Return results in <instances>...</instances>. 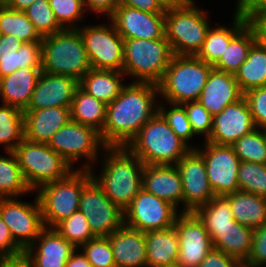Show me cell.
Wrapping results in <instances>:
<instances>
[{"label": "cell", "mask_w": 266, "mask_h": 267, "mask_svg": "<svg viewBox=\"0 0 266 267\" xmlns=\"http://www.w3.org/2000/svg\"><path fill=\"white\" fill-rule=\"evenodd\" d=\"M157 97V84H125L119 96L107 105L106 120L100 133L103 144L106 147H126L143 125L158 112Z\"/></svg>", "instance_id": "cell-1"}, {"label": "cell", "mask_w": 266, "mask_h": 267, "mask_svg": "<svg viewBox=\"0 0 266 267\" xmlns=\"http://www.w3.org/2000/svg\"><path fill=\"white\" fill-rule=\"evenodd\" d=\"M102 171L92 178L111 201L123 211L141 191L144 163L127 147H105Z\"/></svg>", "instance_id": "cell-2"}, {"label": "cell", "mask_w": 266, "mask_h": 267, "mask_svg": "<svg viewBox=\"0 0 266 267\" xmlns=\"http://www.w3.org/2000/svg\"><path fill=\"white\" fill-rule=\"evenodd\" d=\"M126 147L145 165H176L196 148L180 139L159 112L143 125Z\"/></svg>", "instance_id": "cell-3"}, {"label": "cell", "mask_w": 266, "mask_h": 267, "mask_svg": "<svg viewBox=\"0 0 266 267\" xmlns=\"http://www.w3.org/2000/svg\"><path fill=\"white\" fill-rule=\"evenodd\" d=\"M91 68L78 29H63L42 37V71L79 81Z\"/></svg>", "instance_id": "cell-4"}, {"label": "cell", "mask_w": 266, "mask_h": 267, "mask_svg": "<svg viewBox=\"0 0 266 267\" xmlns=\"http://www.w3.org/2000/svg\"><path fill=\"white\" fill-rule=\"evenodd\" d=\"M212 69L196 55H173L158 84L160 99L171 104L198 101Z\"/></svg>", "instance_id": "cell-5"}, {"label": "cell", "mask_w": 266, "mask_h": 267, "mask_svg": "<svg viewBox=\"0 0 266 267\" xmlns=\"http://www.w3.org/2000/svg\"><path fill=\"white\" fill-rule=\"evenodd\" d=\"M90 169H74L65 178L47 183L35 192L44 226L54 228L79 209L83 187L92 179Z\"/></svg>", "instance_id": "cell-6"}, {"label": "cell", "mask_w": 266, "mask_h": 267, "mask_svg": "<svg viewBox=\"0 0 266 267\" xmlns=\"http://www.w3.org/2000/svg\"><path fill=\"white\" fill-rule=\"evenodd\" d=\"M205 12L196 7L195 0L166 9L165 37L174 55H196L199 52L211 26Z\"/></svg>", "instance_id": "cell-7"}, {"label": "cell", "mask_w": 266, "mask_h": 267, "mask_svg": "<svg viewBox=\"0 0 266 267\" xmlns=\"http://www.w3.org/2000/svg\"><path fill=\"white\" fill-rule=\"evenodd\" d=\"M166 37L161 39H124L123 73L133 82L159 84L173 57Z\"/></svg>", "instance_id": "cell-8"}, {"label": "cell", "mask_w": 266, "mask_h": 267, "mask_svg": "<svg viewBox=\"0 0 266 267\" xmlns=\"http://www.w3.org/2000/svg\"><path fill=\"white\" fill-rule=\"evenodd\" d=\"M14 153L23 177L32 192L44 184L65 178L74 170L46 143H35L24 138Z\"/></svg>", "instance_id": "cell-9"}, {"label": "cell", "mask_w": 266, "mask_h": 267, "mask_svg": "<svg viewBox=\"0 0 266 267\" xmlns=\"http://www.w3.org/2000/svg\"><path fill=\"white\" fill-rule=\"evenodd\" d=\"M48 146L61 155L72 168L75 162L81 161V158L87 159L79 169H93L92 164L97 161L100 153L98 150L106 147L100 133L94 128L72 120L52 136Z\"/></svg>", "instance_id": "cell-10"}, {"label": "cell", "mask_w": 266, "mask_h": 267, "mask_svg": "<svg viewBox=\"0 0 266 267\" xmlns=\"http://www.w3.org/2000/svg\"><path fill=\"white\" fill-rule=\"evenodd\" d=\"M109 22L107 25H83L78 30L92 68L123 71L124 39Z\"/></svg>", "instance_id": "cell-11"}, {"label": "cell", "mask_w": 266, "mask_h": 267, "mask_svg": "<svg viewBox=\"0 0 266 267\" xmlns=\"http://www.w3.org/2000/svg\"><path fill=\"white\" fill-rule=\"evenodd\" d=\"M96 237H108L125 224L124 211L92 178L82 189L79 209Z\"/></svg>", "instance_id": "cell-12"}, {"label": "cell", "mask_w": 266, "mask_h": 267, "mask_svg": "<svg viewBox=\"0 0 266 267\" xmlns=\"http://www.w3.org/2000/svg\"><path fill=\"white\" fill-rule=\"evenodd\" d=\"M143 188L124 211L125 225L143 233L173 227L180 212Z\"/></svg>", "instance_id": "cell-13"}, {"label": "cell", "mask_w": 266, "mask_h": 267, "mask_svg": "<svg viewBox=\"0 0 266 267\" xmlns=\"http://www.w3.org/2000/svg\"><path fill=\"white\" fill-rule=\"evenodd\" d=\"M34 202L17 198H0V216L8 226L14 241L25 251L45 228L37 196Z\"/></svg>", "instance_id": "cell-14"}, {"label": "cell", "mask_w": 266, "mask_h": 267, "mask_svg": "<svg viewBox=\"0 0 266 267\" xmlns=\"http://www.w3.org/2000/svg\"><path fill=\"white\" fill-rule=\"evenodd\" d=\"M204 149L195 148L203 157L209 185L216 196L239 191L238 169L240 160L232 146L204 141Z\"/></svg>", "instance_id": "cell-15"}, {"label": "cell", "mask_w": 266, "mask_h": 267, "mask_svg": "<svg viewBox=\"0 0 266 267\" xmlns=\"http://www.w3.org/2000/svg\"><path fill=\"white\" fill-rule=\"evenodd\" d=\"M174 227L179 239L177 264L180 267H198L214 248L203 222L194 212H180Z\"/></svg>", "instance_id": "cell-16"}, {"label": "cell", "mask_w": 266, "mask_h": 267, "mask_svg": "<svg viewBox=\"0 0 266 267\" xmlns=\"http://www.w3.org/2000/svg\"><path fill=\"white\" fill-rule=\"evenodd\" d=\"M183 186V209L181 212H194L207 204L214 196L207 177L202 155L191 149L176 164Z\"/></svg>", "instance_id": "cell-17"}, {"label": "cell", "mask_w": 266, "mask_h": 267, "mask_svg": "<svg viewBox=\"0 0 266 267\" xmlns=\"http://www.w3.org/2000/svg\"><path fill=\"white\" fill-rule=\"evenodd\" d=\"M123 39H161L165 37V13H149L118 5L108 17Z\"/></svg>", "instance_id": "cell-18"}, {"label": "cell", "mask_w": 266, "mask_h": 267, "mask_svg": "<svg viewBox=\"0 0 266 267\" xmlns=\"http://www.w3.org/2000/svg\"><path fill=\"white\" fill-rule=\"evenodd\" d=\"M255 128L251 110L243 97L213 116L212 131L207 141L217 145L231 146Z\"/></svg>", "instance_id": "cell-19"}, {"label": "cell", "mask_w": 266, "mask_h": 267, "mask_svg": "<svg viewBox=\"0 0 266 267\" xmlns=\"http://www.w3.org/2000/svg\"><path fill=\"white\" fill-rule=\"evenodd\" d=\"M78 81L70 76L55 75L42 71L35 90L25 110L50 107H71Z\"/></svg>", "instance_id": "cell-20"}, {"label": "cell", "mask_w": 266, "mask_h": 267, "mask_svg": "<svg viewBox=\"0 0 266 267\" xmlns=\"http://www.w3.org/2000/svg\"><path fill=\"white\" fill-rule=\"evenodd\" d=\"M76 249L54 228L45 227L24 252L30 258L32 267H65Z\"/></svg>", "instance_id": "cell-21"}, {"label": "cell", "mask_w": 266, "mask_h": 267, "mask_svg": "<svg viewBox=\"0 0 266 267\" xmlns=\"http://www.w3.org/2000/svg\"><path fill=\"white\" fill-rule=\"evenodd\" d=\"M142 186L148 193L168 201L176 208L180 203L183 205L182 180L176 165H144Z\"/></svg>", "instance_id": "cell-22"}, {"label": "cell", "mask_w": 266, "mask_h": 267, "mask_svg": "<svg viewBox=\"0 0 266 267\" xmlns=\"http://www.w3.org/2000/svg\"><path fill=\"white\" fill-rule=\"evenodd\" d=\"M22 67H42V41L22 42L15 35H1L0 78Z\"/></svg>", "instance_id": "cell-23"}, {"label": "cell", "mask_w": 266, "mask_h": 267, "mask_svg": "<svg viewBox=\"0 0 266 267\" xmlns=\"http://www.w3.org/2000/svg\"><path fill=\"white\" fill-rule=\"evenodd\" d=\"M244 97L235 76L212 69L199 97L200 104L212 115Z\"/></svg>", "instance_id": "cell-24"}, {"label": "cell", "mask_w": 266, "mask_h": 267, "mask_svg": "<svg viewBox=\"0 0 266 267\" xmlns=\"http://www.w3.org/2000/svg\"><path fill=\"white\" fill-rule=\"evenodd\" d=\"M24 138L35 143H46L71 120L70 107H50L24 110Z\"/></svg>", "instance_id": "cell-25"}, {"label": "cell", "mask_w": 266, "mask_h": 267, "mask_svg": "<svg viewBox=\"0 0 266 267\" xmlns=\"http://www.w3.org/2000/svg\"><path fill=\"white\" fill-rule=\"evenodd\" d=\"M107 238L116 267H147L145 233L124 224Z\"/></svg>", "instance_id": "cell-26"}, {"label": "cell", "mask_w": 266, "mask_h": 267, "mask_svg": "<svg viewBox=\"0 0 266 267\" xmlns=\"http://www.w3.org/2000/svg\"><path fill=\"white\" fill-rule=\"evenodd\" d=\"M42 67H22L0 78L1 103L24 111L31 100Z\"/></svg>", "instance_id": "cell-27"}, {"label": "cell", "mask_w": 266, "mask_h": 267, "mask_svg": "<svg viewBox=\"0 0 266 267\" xmlns=\"http://www.w3.org/2000/svg\"><path fill=\"white\" fill-rule=\"evenodd\" d=\"M147 267L178 262L179 239L175 227L145 233Z\"/></svg>", "instance_id": "cell-28"}, {"label": "cell", "mask_w": 266, "mask_h": 267, "mask_svg": "<svg viewBox=\"0 0 266 267\" xmlns=\"http://www.w3.org/2000/svg\"><path fill=\"white\" fill-rule=\"evenodd\" d=\"M123 71L91 68L79 81L78 86L105 104L119 96L125 78ZM124 76V77H123Z\"/></svg>", "instance_id": "cell-29"}, {"label": "cell", "mask_w": 266, "mask_h": 267, "mask_svg": "<svg viewBox=\"0 0 266 267\" xmlns=\"http://www.w3.org/2000/svg\"><path fill=\"white\" fill-rule=\"evenodd\" d=\"M230 202L233 218L252 229L266 224V198L249 192L237 191L225 196Z\"/></svg>", "instance_id": "cell-30"}, {"label": "cell", "mask_w": 266, "mask_h": 267, "mask_svg": "<svg viewBox=\"0 0 266 267\" xmlns=\"http://www.w3.org/2000/svg\"><path fill=\"white\" fill-rule=\"evenodd\" d=\"M231 27L220 25L209 28L204 43L196 54L202 61L214 66L221 58L230 41L248 24L246 19L233 15Z\"/></svg>", "instance_id": "cell-31"}, {"label": "cell", "mask_w": 266, "mask_h": 267, "mask_svg": "<svg viewBox=\"0 0 266 267\" xmlns=\"http://www.w3.org/2000/svg\"><path fill=\"white\" fill-rule=\"evenodd\" d=\"M254 229L235 222L227 231H215L213 247L244 263L252 250Z\"/></svg>", "instance_id": "cell-32"}, {"label": "cell", "mask_w": 266, "mask_h": 267, "mask_svg": "<svg viewBox=\"0 0 266 267\" xmlns=\"http://www.w3.org/2000/svg\"><path fill=\"white\" fill-rule=\"evenodd\" d=\"M106 109L107 104L89 95L78 86L70 107L71 120L101 133L106 120Z\"/></svg>", "instance_id": "cell-33"}, {"label": "cell", "mask_w": 266, "mask_h": 267, "mask_svg": "<svg viewBox=\"0 0 266 267\" xmlns=\"http://www.w3.org/2000/svg\"><path fill=\"white\" fill-rule=\"evenodd\" d=\"M243 93L266 86V49L254 42L248 51L246 61L234 74Z\"/></svg>", "instance_id": "cell-34"}, {"label": "cell", "mask_w": 266, "mask_h": 267, "mask_svg": "<svg viewBox=\"0 0 266 267\" xmlns=\"http://www.w3.org/2000/svg\"><path fill=\"white\" fill-rule=\"evenodd\" d=\"M256 41L253 29L247 24L229 43L214 69L235 74L246 61L248 51Z\"/></svg>", "instance_id": "cell-35"}, {"label": "cell", "mask_w": 266, "mask_h": 267, "mask_svg": "<svg viewBox=\"0 0 266 267\" xmlns=\"http://www.w3.org/2000/svg\"><path fill=\"white\" fill-rule=\"evenodd\" d=\"M194 213L203 222L210 237L215 231L229 230L236 222L233 218L230 202L225 196L215 195L207 204L196 209Z\"/></svg>", "instance_id": "cell-36"}, {"label": "cell", "mask_w": 266, "mask_h": 267, "mask_svg": "<svg viewBox=\"0 0 266 267\" xmlns=\"http://www.w3.org/2000/svg\"><path fill=\"white\" fill-rule=\"evenodd\" d=\"M5 153L7 157L0 156V198H16L31 193L14 151Z\"/></svg>", "instance_id": "cell-37"}, {"label": "cell", "mask_w": 266, "mask_h": 267, "mask_svg": "<svg viewBox=\"0 0 266 267\" xmlns=\"http://www.w3.org/2000/svg\"><path fill=\"white\" fill-rule=\"evenodd\" d=\"M24 139V112L11 105H0V145L14 151Z\"/></svg>", "instance_id": "cell-38"}, {"label": "cell", "mask_w": 266, "mask_h": 267, "mask_svg": "<svg viewBox=\"0 0 266 267\" xmlns=\"http://www.w3.org/2000/svg\"><path fill=\"white\" fill-rule=\"evenodd\" d=\"M0 33L15 35L22 42L42 41V37L25 13L13 10L7 5H0Z\"/></svg>", "instance_id": "cell-39"}, {"label": "cell", "mask_w": 266, "mask_h": 267, "mask_svg": "<svg viewBox=\"0 0 266 267\" xmlns=\"http://www.w3.org/2000/svg\"><path fill=\"white\" fill-rule=\"evenodd\" d=\"M240 161L266 164V139L260 128H255L231 145Z\"/></svg>", "instance_id": "cell-40"}, {"label": "cell", "mask_w": 266, "mask_h": 267, "mask_svg": "<svg viewBox=\"0 0 266 267\" xmlns=\"http://www.w3.org/2000/svg\"><path fill=\"white\" fill-rule=\"evenodd\" d=\"M54 229L76 248L96 238L87 222L86 216L79 210L59 222Z\"/></svg>", "instance_id": "cell-41"}, {"label": "cell", "mask_w": 266, "mask_h": 267, "mask_svg": "<svg viewBox=\"0 0 266 267\" xmlns=\"http://www.w3.org/2000/svg\"><path fill=\"white\" fill-rule=\"evenodd\" d=\"M237 179L240 191L266 198V164L241 161Z\"/></svg>", "instance_id": "cell-42"}, {"label": "cell", "mask_w": 266, "mask_h": 267, "mask_svg": "<svg viewBox=\"0 0 266 267\" xmlns=\"http://www.w3.org/2000/svg\"><path fill=\"white\" fill-rule=\"evenodd\" d=\"M41 37L60 32L63 28L55 19L48 0H35L23 11Z\"/></svg>", "instance_id": "cell-43"}, {"label": "cell", "mask_w": 266, "mask_h": 267, "mask_svg": "<svg viewBox=\"0 0 266 267\" xmlns=\"http://www.w3.org/2000/svg\"><path fill=\"white\" fill-rule=\"evenodd\" d=\"M55 19L63 29H79L86 12L82 0H48ZM79 22V23H78Z\"/></svg>", "instance_id": "cell-44"}, {"label": "cell", "mask_w": 266, "mask_h": 267, "mask_svg": "<svg viewBox=\"0 0 266 267\" xmlns=\"http://www.w3.org/2000/svg\"><path fill=\"white\" fill-rule=\"evenodd\" d=\"M167 105L169 109H167L168 106H165L164 103H159L158 112L167 121L173 132L189 145L188 141L195 135L188 120L186 110L181 104L167 103Z\"/></svg>", "instance_id": "cell-45"}, {"label": "cell", "mask_w": 266, "mask_h": 267, "mask_svg": "<svg viewBox=\"0 0 266 267\" xmlns=\"http://www.w3.org/2000/svg\"><path fill=\"white\" fill-rule=\"evenodd\" d=\"M78 249L82 250L92 267H116L112 246L107 237H96Z\"/></svg>", "instance_id": "cell-46"}, {"label": "cell", "mask_w": 266, "mask_h": 267, "mask_svg": "<svg viewBox=\"0 0 266 267\" xmlns=\"http://www.w3.org/2000/svg\"><path fill=\"white\" fill-rule=\"evenodd\" d=\"M186 110L188 120L195 135L205 136L207 141L211 135L213 116L200 104L199 101H188L181 104Z\"/></svg>", "instance_id": "cell-47"}, {"label": "cell", "mask_w": 266, "mask_h": 267, "mask_svg": "<svg viewBox=\"0 0 266 267\" xmlns=\"http://www.w3.org/2000/svg\"><path fill=\"white\" fill-rule=\"evenodd\" d=\"M244 98L251 110L256 128H266V86L251 89L244 93Z\"/></svg>", "instance_id": "cell-48"}, {"label": "cell", "mask_w": 266, "mask_h": 267, "mask_svg": "<svg viewBox=\"0 0 266 267\" xmlns=\"http://www.w3.org/2000/svg\"><path fill=\"white\" fill-rule=\"evenodd\" d=\"M244 264L252 267L266 265V224L254 229L252 250Z\"/></svg>", "instance_id": "cell-49"}, {"label": "cell", "mask_w": 266, "mask_h": 267, "mask_svg": "<svg viewBox=\"0 0 266 267\" xmlns=\"http://www.w3.org/2000/svg\"><path fill=\"white\" fill-rule=\"evenodd\" d=\"M241 264L240 260L213 248L198 267H239Z\"/></svg>", "instance_id": "cell-50"}, {"label": "cell", "mask_w": 266, "mask_h": 267, "mask_svg": "<svg viewBox=\"0 0 266 267\" xmlns=\"http://www.w3.org/2000/svg\"><path fill=\"white\" fill-rule=\"evenodd\" d=\"M24 250L14 241L11 232L0 216V257L15 256Z\"/></svg>", "instance_id": "cell-51"}, {"label": "cell", "mask_w": 266, "mask_h": 267, "mask_svg": "<svg viewBox=\"0 0 266 267\" xmlns=\"http://www.w3.org/2000/svg\"><path fill=\"white\" fill-rule=\"evenodd\" d=\"M247 23L255 33L256 42L266 49V10L253 14Z\"/></svg>", "instance_id": "cell-52"}, {"label": "cell", "mask_w": 266, "mask_h": 267, "mask_svg": "<svg viewBox=\"0 0 266 267\" xmlns=\"http://www.w3.org/2000/svg\"><path fill=\"white\" fill-rule=\"evenodd\" d=\"M235 15L249 19L253 14L266 10V0H237Z\"/></svg>", "instance_id": "cell-53"}, {"label": "cell", "mask_w": 266, "mask_h": 267, "mask_svg": "<svg viewBox=\"0 0 266 267\" xmlns=\"http://www.w3.org/2000/svg\"><path fill=\"white\" fill-rule=\"evenodd\" d=\"M119 5L149 13H165L166 8L158 0H119Z\"/></svg>", "instance_id": "cell-54"}, {"label": "cell", "mask_w": 266, "mask_h": 267, "mask_svg": "<svg viewBox=\"0 0 266 267\" xmlns=\"http://www.w3.org/2000/svg\"><path fill=\"white\" fill-rule=\"evenodd\" d=\"M86 11L105 14L109 17L119 5V0H82ZM91 9V10H90Z\"/></svg>", "instance_id": "cell-55"}, {"label": "cell", "mask_w": 266, "mask_h": 267, "mask_svg": "<svg viewBox=\"0 0 266 267\" xmlns=\"http://www.w3.org/2000/svg\"><path fill=\"white\" fill-rule=\"evenodd\" d=\"M0 267H32L30 258L25 252L9 257H0Z\"/></svg>", "instance_id": "cell-56"}, {"label": "cell", "mask_w": 266, "mask_h": 267, "mask_svg": "<svg viewBox=\"0 0 266 267\" xmlns=\"http://www.w3.org/2000/svg\"><path fill=\"white\" fill-rule=\"evenodd\" d=\"M79 250V251H78ZM79 252V253H78ZM65 267H92L91 263L88 261L86 256L80 249H76L69 260L66 262Z\"/></svg>", "instance_id": "cell-57"}, {"label": "cell", "mask_w": 266, "mask_h": 267, "mask_svg": "<svg viewBox=\"0 0 266 267\" xmlns=\"http://www.w3.org/2000/svg\"><path fill=\"white\" fill-rule=\"evenodd\" d=\"M35 0H9L6 4L9 8L18 11L26 10Z\"/></svg>", "instance_id": "cell-58"}, {"label": "cell", "mask_w": 266, "mask_h": 267, "mask_svg": "<svg viewBox=\"0 0 266 267\" xmlns=\"http://www.w3.org/2000/svg\"><path fill=\"white\" fill-rule=\"evenodd\" d=\"M167 9L184 4L187 0H158Z\"/></svg>", "instance_id": "cell-59"}, {"label": "cell", "mask_w": 266, "mask_h": 267, "mask_svg": "<svg viewBox=\"0 0 266 267\" xmlns=\"http://www.w3.org/2000/svg\"><path fill=\"white\" fill-rule=\"evenodd\" d=\"M158 267H180L177 263L172 265L158 266Z\"/></svg>", "instance_id": "cell-60"}, {"label": "cell", "mask_w": 266, "mask_h": 267, "mask_svg": "<svg viewBox=\"0 0 266 267\" xmlns=\"http://www.w3.org/2000/svg\"><path fill=\"white\" fill-rule=\"evenodd\" d=\"M9 2V0H0L1 5H6Z\"/></svg>", "instance_id": "cell-61"}, {"label": "cell", "mask_w": 266, "mask_h": 267, "mask_svg": "<svg viewBox=\"0 0 266 267\" xmlns=\"http://www.w3.org/2000/svg\"><path fill=\"white\" fill-rule=\"evenodd\" d=\"M239 267H252V266H248V265L242 263Z\"/></svg>", "instance_id": "cell-62"}, {"label": "cell", "mask_w": 266, "mask_h": 267, "mask_svg": "<svg viewBox=\"0 0 266 267\" xmlns=\"http://www.w3.org/2000/svg\"><path fill=\"white\" fill-rule=\"evenodd\" d=\"M263 132H264V136H265V139H266V128L263 129Z\"/></svg>", "instance_id": "cell-63"}]
</instances>
